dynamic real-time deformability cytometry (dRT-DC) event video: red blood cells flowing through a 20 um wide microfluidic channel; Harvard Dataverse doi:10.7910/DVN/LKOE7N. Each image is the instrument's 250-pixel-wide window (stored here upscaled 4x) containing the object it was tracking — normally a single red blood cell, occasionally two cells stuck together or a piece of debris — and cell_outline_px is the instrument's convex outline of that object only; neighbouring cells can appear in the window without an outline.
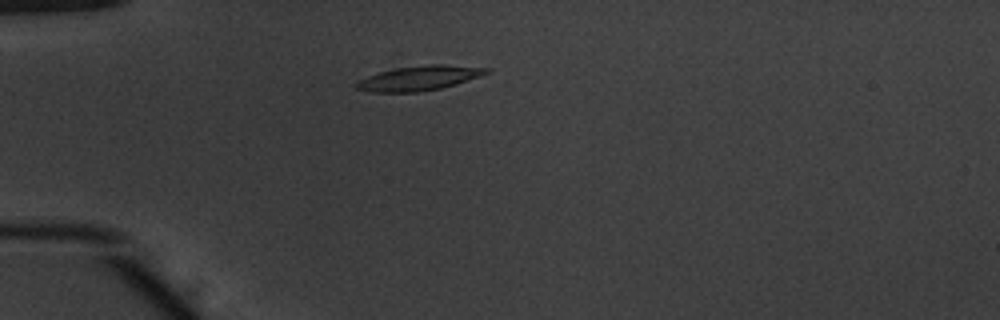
{"species": "common noctule bat (a hibernating species)", "species_latin": "Nyctalus noctula", "temperature_condition": "warm", "stored_images_in_passage": 39, "camera_frame_rate_fps": 3000, "um_per_image_px": 0.085, "animal": {"sex": "male", "body_mass_g": 20.1, "forearm_length_mm": 53.5}, "frame": {"image": 1, "passage_image": 1, "time_ms": 0.0, "image_size_px": [1000, 320], "cell_outline_px": [[492, 72], [456, 84], [440, 88], [420, 92], [372, 92], [356, 88], [356, 84], [360, 80], [368, 76], [380, 72], [396, 68], [428, 64], [440, 64], [492, 68]], "centroid_in_image_um": [35.7, 6.63], "position_along_channel_um": 49.3, "area_um2": 18.55}}
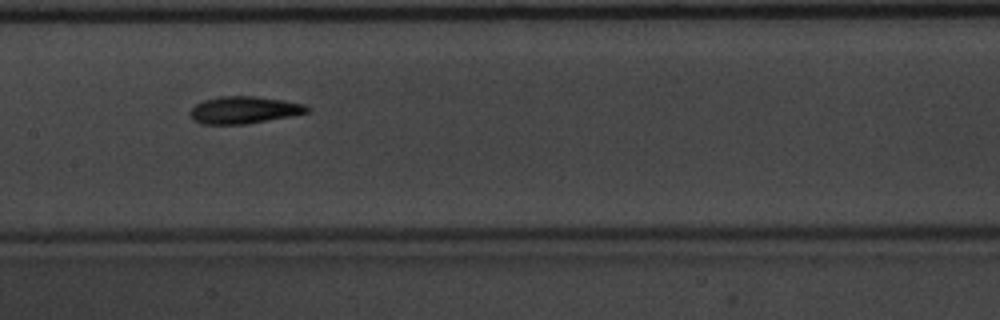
{"frame": {"image": 2, "passage_image": 13, "time_ms": 4.0, "image_size_px": [1000, 320], "cell_outline_px": [[308, 112], [288, 116], [244, 124], [200, 124], [192, 120], [188, 112], [196, 104], [204, 100], [220, 96], [252, 96], [284, 100], [304, 104], [308, 108]], "centroid_in_image_um": [20.66, 9.35], "position_along_channel_um": 186.7, "area_um2": 18.32}}
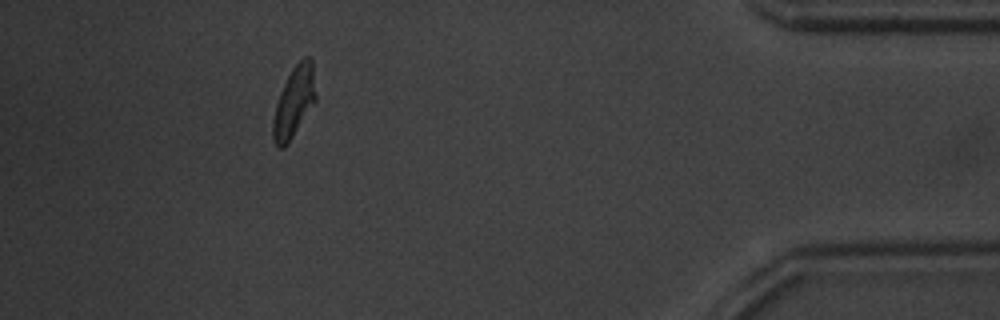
{"frame": {"image": 3, "passage_image": 34, "time_ms": 11.0, "image_size_px": [1000, 320], "cell_outline_px": [[316, 100], [288, 144], [284, 148], [280, 148], [276, 144], [272, 136], [272, 120], [276, 104], [280, 92], [292, 68], [304, 56], [312, 56], [316, 92]], "centroid_in_image_um": [25.0, 8.65], "position_along_channel_um": 410.2, "area_um2": 17.69}, "authors_computed_cell_mechanics": {"area_um2": 17.7446, "velocity_mm_per_s": 3.8831, "shape_relaxation_time_tau1_ms": 3.9067, "shape_relaxation_time_tau2_ms": 2.1203, "deformation_change_tau1": 0.1589, "deformation_change_tau2": 0.09}}